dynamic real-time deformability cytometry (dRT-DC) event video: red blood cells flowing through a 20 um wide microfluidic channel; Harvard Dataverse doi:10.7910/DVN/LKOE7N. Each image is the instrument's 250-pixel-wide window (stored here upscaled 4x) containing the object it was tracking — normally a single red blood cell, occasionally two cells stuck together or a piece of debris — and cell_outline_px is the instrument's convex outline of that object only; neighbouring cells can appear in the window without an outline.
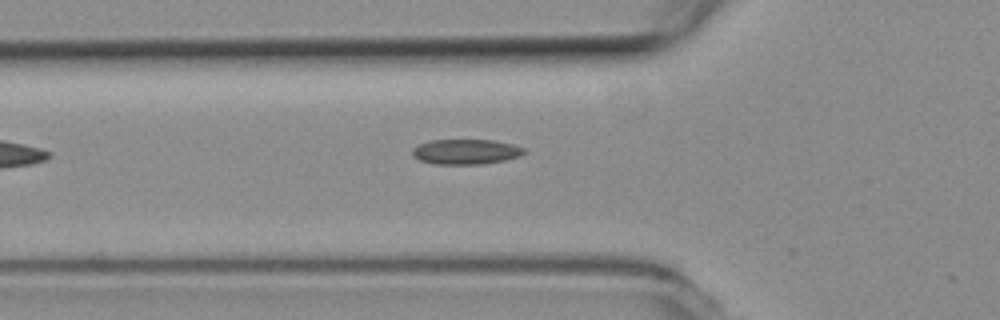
{"species": "common noctule bat (a hibernating species)", "species_latin": "Nyctalus noctula", "temperature_condition": "room temperature", "stored_images_in_passage": 5, "camera_frame_rate_fps": 3000, "um_per_image_px": 0.085, "animal": {"sex": "female", "body_mass_g": 19.3, "forearm_length_mm": 54.1}, "frame": {"image": 1, "passage_image": 4, "time_ms": 1.0, "image_size_px": [1000, 320], "cell_outline_px": [[524, 152], [520, 156], [504, 160], [480, 164], [432, 164], [420, 160], [412, 156], [412, 148], [428, 140], [492, 140], [512, 144], [524, 148]], "centroid_in_image_um": [39.55, 12.9], "position_along_channel_um": 86.3, "area_um2": 16.3}}